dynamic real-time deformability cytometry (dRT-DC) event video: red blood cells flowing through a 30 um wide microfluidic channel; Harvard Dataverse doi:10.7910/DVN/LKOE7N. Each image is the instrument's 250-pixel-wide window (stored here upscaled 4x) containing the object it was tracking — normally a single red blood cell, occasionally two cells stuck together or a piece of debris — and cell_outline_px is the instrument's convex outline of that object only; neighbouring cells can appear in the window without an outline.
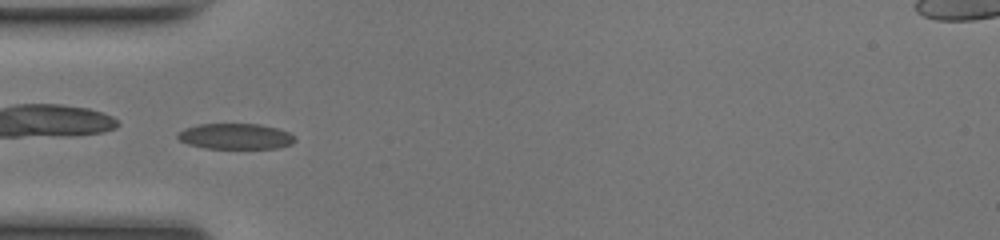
{"species": "common noctule bat (a hibernating species)", "species_latin": "Nyctalus noctula", "temperature_condition": "room temperature", "stored_images_in_passage": 49, "camera_frame_rate_fps": 3000, "um_per_image_px": 0.085, "animal": {"sex": "female", "body_mass_g": 17.0, "forearm_length_mm": 48.0}, "frame": {"image": 1, "passage_image": 15, "time_ms": 4.667, "image_size_px": [1000, 240], "cell_outline_px": [[296, 140], [292, 144], [276, 148], [204, 148], [188, 144], [180, 140], [176, 136], [184, 128], [200, 124], [260, 124], [276, 128], [288, 132]], "centroid_in_image_um": [20.0, 11.59], "position_along_channel_um": 65.0, "area_um2": 17.4}}
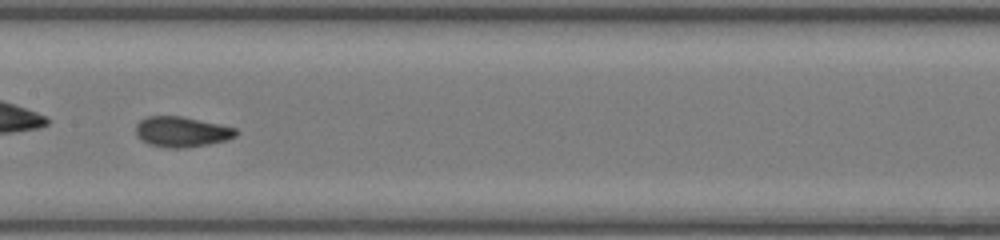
{"frame": {"image": 2, "passage_image": 24, "time_ms": 7.667, "image_size_px": [1000, 240], "cell_outline_px": [[240, 132], [236, 136], [228, 140], [208, 144], [184, 148], [168, 148], [148, 144], [140, 140], [136, 136], [136, 124], [140, 120], [148, 116], [180, 116], [220, 124], [236, 128]], "centroid_in_image_um": [15.45, 11.21], "position_along_channel_um": 192.0, "area_um2": 17.92}}
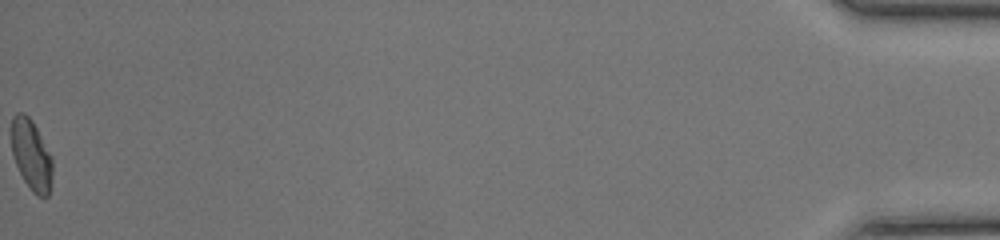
{"frame": {"image": 3, "passage_image": 49, "time_ms": 16.0, "image_size_px": [1000, 240], "cell_outline_px": [[52, 176], [48, 196], [36, 196], [32, 192], [24, 180], [16, 164], [12, 152], [12, 116], [16, 112], [24, 112], [32, 120], [52, 156]], "centroid_in_image_um": [2.67, 13.16], "position_along_channel_um": 432.5, "area_um2": 16.82}, "authors_computed_cell_mechanics": {"area_um2": 17.2244, "velocity_mm_per_s": 4.219, "shape_relaxation_time_tau1_ms": 6.8324, "shape_relaxation_time_tau2_ms": 0.9951, "deformation_change_tau1": 0.1958, "deformation_change_tau2": 0.0463}}